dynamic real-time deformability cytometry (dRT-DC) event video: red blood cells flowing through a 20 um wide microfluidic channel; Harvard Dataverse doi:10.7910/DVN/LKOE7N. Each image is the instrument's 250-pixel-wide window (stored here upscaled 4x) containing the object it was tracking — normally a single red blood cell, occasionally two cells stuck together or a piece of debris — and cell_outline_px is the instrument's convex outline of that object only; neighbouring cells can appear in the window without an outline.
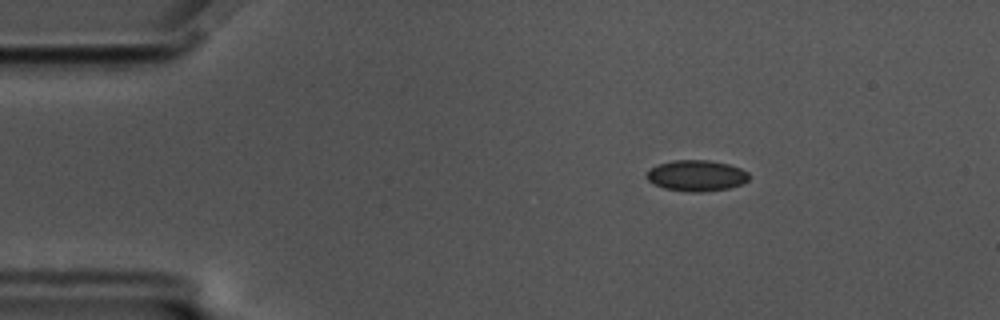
{"species": "common noctule bat (a hibernating species)", "species_latin": "Nyctalus noctula", "temperature_condition": "cold", "stored_images_in_passage": 59, "camera_frame_rate_fps": 3000, "um_per_image_px": 0.085, "animal": {"sex": "male", "body_mass_g": 17.5, "forearm_length_mm": 52.3}, "frame": {"image": 1, "passage_image": 10, "time_ms": 3.0, "image_size_px": [1000, 320], "cell_outline_px": [[748, 180], [740, 184], [728, 188], [704, 192], [692, 192], [664, 188], [652, 184], [644, 176], [648, 168], [656, 164], [672, 160], [708, 160], [728, 164], [740, 168], [748, 172]], "centroid_in_image_um": [59.12, 14.92], "position_along_channel_um": 25.9, "area_um2": 18.67}}
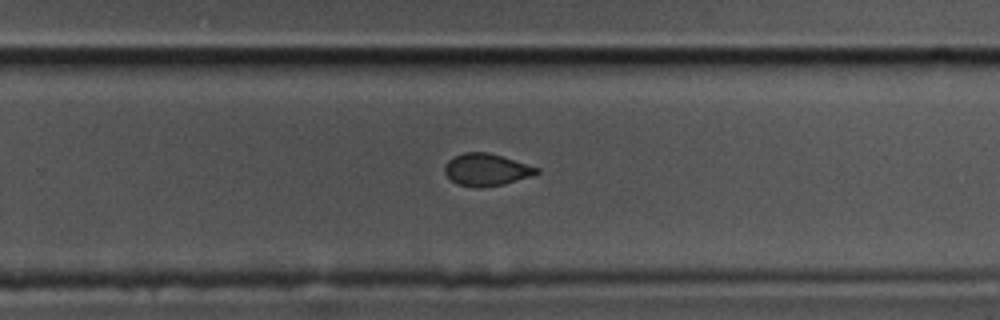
{"frame": {"image": 2, "passage_image": 38, "time_ms": 12.333, "image_size_px": [1000, 320], "cell_outline_px": [[540, 172], [532, 176], [504, 184], [480, 188], [476, 188], [456, 184], [444, 172], [444, 164], [448, 160], [464, 152], [488, 152], [540, 168]], "centroid_in_image_um": [41.34, 14.43], "position_along_channel_um": 288.5, "area_um2": 17.28}}
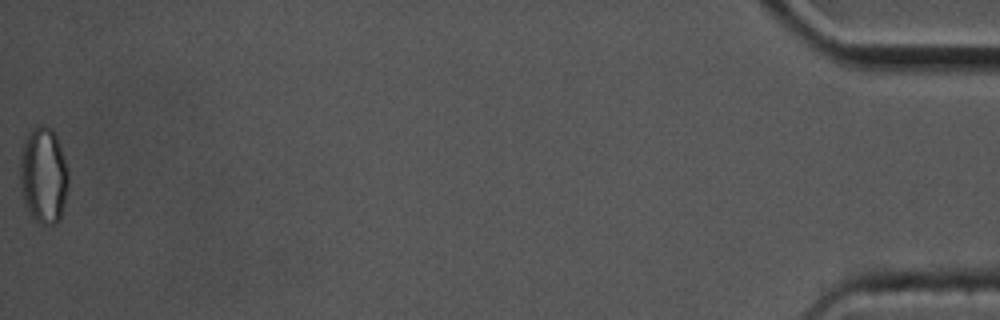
{"frame": {"image": 3, "passage_image": 59, "time_ms": 19.333, "image_size_px": [1000, 320], "cell_outline_px": [[68, 188], [60, 220], [56, 224], [40, 224], [32, 216], [24, 200], [20, 184], [20, 152], [24, 140], [32, 128], [40, 124], [44, 124], [52, 128], [56, 136], [68, 168]], "centroid_in_image_um": [3.7, 14.88], "position_along_channel_um": 431.5, "area_um2": 27.28}, "authors_computed_cell_mechanics": {"area_um2": 18.0336, "velocity_mm_per_s": 3.4654, "shape_relaxation_time_tau1_ms": 7.2833, "shape_relaxation_time_tau2_ms": 1.6508, "deformation_change_tau1": 0.1024, "deformation_change_tau2": 0.045}}